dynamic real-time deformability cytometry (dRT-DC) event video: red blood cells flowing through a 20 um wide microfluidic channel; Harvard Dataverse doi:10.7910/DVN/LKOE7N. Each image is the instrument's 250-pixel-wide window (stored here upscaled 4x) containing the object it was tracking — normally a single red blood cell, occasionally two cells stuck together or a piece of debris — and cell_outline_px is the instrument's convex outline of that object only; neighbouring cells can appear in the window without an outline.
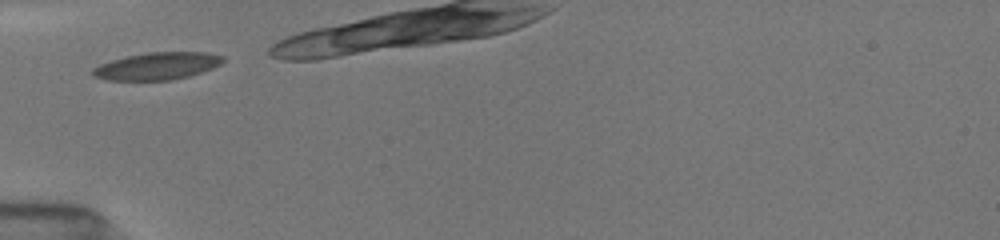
{"species": "common noctule bat (a hibernating species)", "species_latin": "Nyctalus noctula", "temperature_condition": "room temperature", "stored_images_in_passage": 4, "camera_frame_rate_fps": 3000, "um_per_image_px": 0.085, "animal": {"sex": "female", "body_mass_g": 19.5, "forearm_length_mm": 54.1}, "frame": {"image": 1, "passage_image": 1, "time_ms": 0.0, "image_size_px": [1000, 240], "cell_outline_px": [[224, 60], [220, 64], [212, 68], [188, 76], [172, 80], [108, 80], [92, 76], [92, 68], [100, 64], [112, 60], [128, 56], [148, 52], [208, 52], [224, 56]], "centroid_in_image_um": [13.36, 5.61], "position_along_channel_um": 71.6, "area_um2": 20.63}}